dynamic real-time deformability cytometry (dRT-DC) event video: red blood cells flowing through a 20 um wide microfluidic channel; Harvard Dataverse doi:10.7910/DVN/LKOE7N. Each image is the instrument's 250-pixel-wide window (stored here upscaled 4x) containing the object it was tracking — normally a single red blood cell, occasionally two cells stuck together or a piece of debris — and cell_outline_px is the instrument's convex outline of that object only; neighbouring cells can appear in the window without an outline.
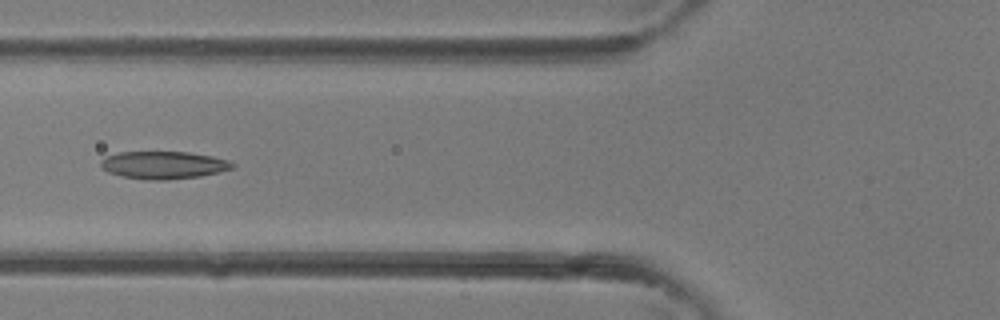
{"species": "common noctule bat (a hibernating species)", "species_latin": "Nyctalus noctula", "temperature_condition": "room temperature", "stored_images_in_passage": 4, "camera_frame_rate_fps": 3000, "um_per_image_px": 0.085, "animal": {"sex": "female"}, "frame": {"image": 1, "passage_image": 4, "time_ms": 1.0, "image_size_px": [1000, 320], "cell_outline_px": [[236, 164], [232, 168], [200, 176], [168, 180], [148, 180], [124, 176], [108, 172], [100, 168], [100, 160], [108, 156], [120, 152], [188, 152], [212, 156], [228, 160]], "centroid_in_image_um": [13.88, 14.03], "position_along_channel_um": 111.9, "area_um2": 21.04}}